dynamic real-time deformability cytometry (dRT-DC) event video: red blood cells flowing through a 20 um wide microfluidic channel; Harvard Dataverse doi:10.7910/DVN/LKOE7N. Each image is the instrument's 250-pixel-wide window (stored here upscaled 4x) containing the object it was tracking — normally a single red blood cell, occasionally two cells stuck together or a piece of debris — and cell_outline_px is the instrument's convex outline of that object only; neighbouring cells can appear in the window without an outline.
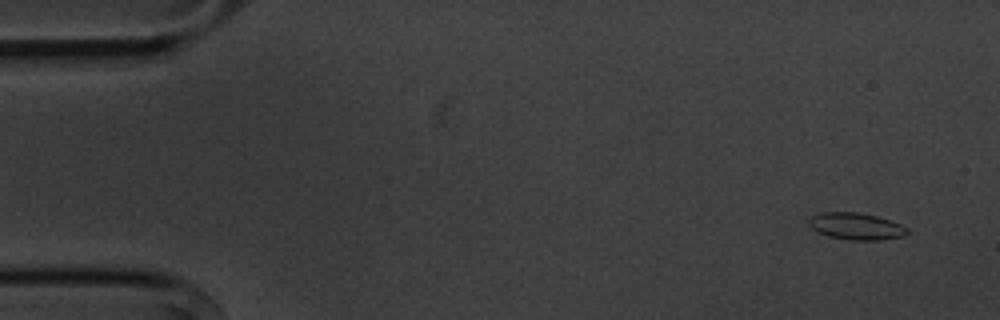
{"species": "common noctule bat (a hibernating species)", "species_latin": "Nyctalus noctula", "temperature_condition": "cold", "stored_images_in_passage": 10, "camera_frame_rate_fps": 3000, "um_per_image_px": 0.085, "animal": {"sex": "male", "body_mass_g": 20.1, "forearm_length_mm": 53.5}, "frame": {"image": 1, "passage_image": 1, "time_ms": 0.0, "image_size_px": [1000, 320], "cell_outline_px": [[908, 232], [904, 236], [880, 240], [852, 240], [828, 236], [812, 228], [808, 224], [808, 220], [812, 216], [820, 212], [860, 212], [876, 216], [900, 224], [908, 228]], "centroid_in_image_um": [72.77, 19.23], "position_along_channel_um": 12.2, "area_um2": 15.32}}
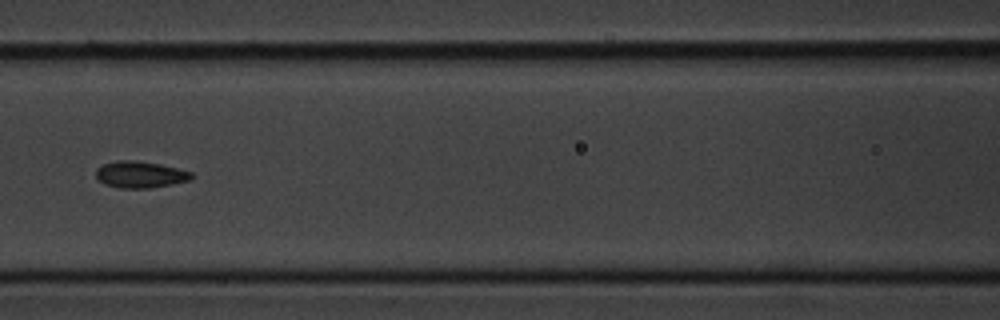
{"frame": {"image": 2, "passage_image": 7, "time_ms": 7.0, "image_size_px": [1000, 320], "cell_outline_px": [[196, 176], [192, 180], [172, 184], [148, 188], [120, 188], [104, 184], [96, 176], [96, 168], [104, 164], [116, 160], [136, 160], [160, 164], [192, 172]], "centroid_in_image_um": [11.95, 14.83], "position_along_channel_um": 154.7, "area_um2": 14.91}}
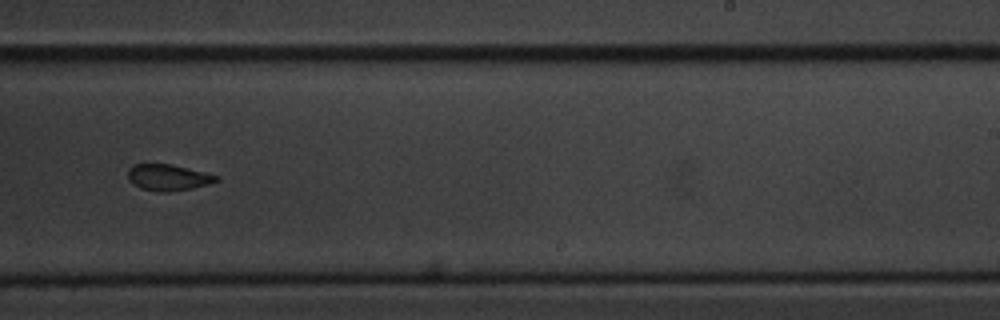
{"frame": {"image": 3, "passage_image": 10, "time_ms": 10.333, "image_size_px": [1000, 320], "cell_outline_px": [[220, 180], [208, 184], [192, 188], [168, 192], [160, 192], [140, 188], [128, 180], [128, 168], [132, 164], [172, 164], [216, 176]], "centroid_in_image_um": [14.23, 15.08], "position_along_channel_um": 274.8, "area_um2": 13.35}}